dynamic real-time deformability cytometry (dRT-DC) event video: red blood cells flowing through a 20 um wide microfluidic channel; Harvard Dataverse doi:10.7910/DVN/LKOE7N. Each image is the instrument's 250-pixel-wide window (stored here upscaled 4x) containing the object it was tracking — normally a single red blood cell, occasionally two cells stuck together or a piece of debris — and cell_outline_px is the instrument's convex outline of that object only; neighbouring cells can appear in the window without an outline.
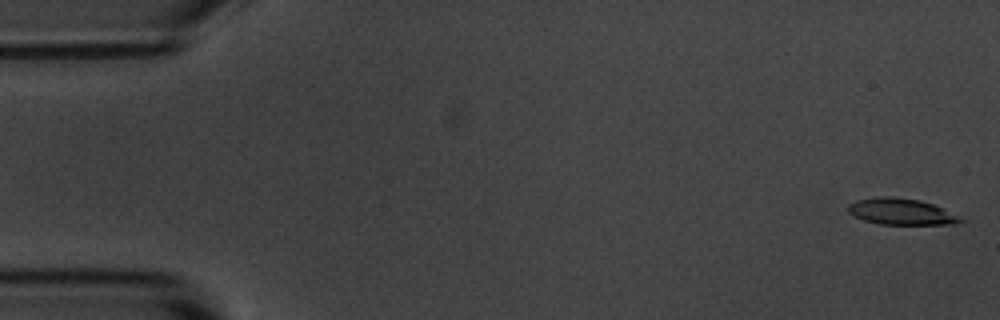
{"species": "common noctule bat (a hibernating species)", "species_latin": "Nyctalus noctula", "temperature_condition": "room temperature", "stored_images_in_passage": 54, "camera_frame_rate_fps": 3000, "um_per_image_px": 0.085, "animal": {"sex": "male", "body_mass_g": 20.1, "forearm_length_mm": 53.5}, "frame": {"image": 1, "passage_image": 1, "time_ms": 0.0, "image_size_px": [1000, 320], "cell_outline_px": [[968, 220], [956, 224], [880, 224], [864, 220], [848, 212], [848, 204], [856, 200], [880, 196], [888, 196], [920, 200], [932, 204]], "centroid_in_image_um": [76.61, 17.99], "position_along_channel_um": 8.4, "area_um2": 17.11}}
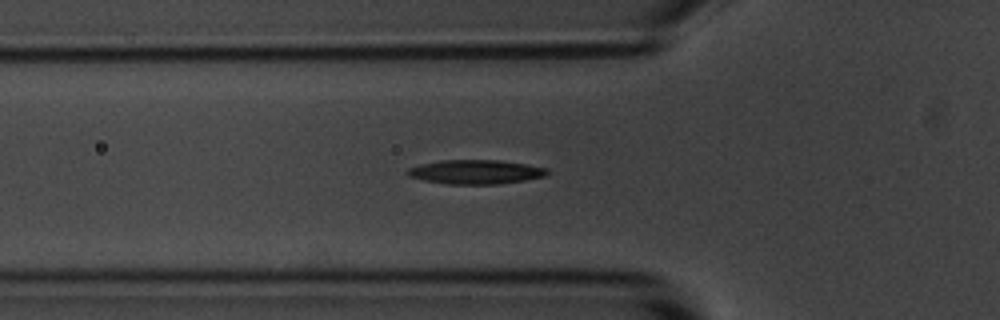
{"frame": {"image": 2, "passage_image": 18, "time_ms": 5.667, "image_size_px": [1000, 320], "cell_outline_px": [[548, 172], [544, 176], [524, 180], [500, 184], [448, 184], [424, 180], [408, 176], [404, 172], [408, 168], [420, 164], [440, 160], [500, 160], [548, 168]], "centroid_in_image_um": [40.38, 14.61], "position_along_channel_um": 85.4, "area_um2": 19.65}}
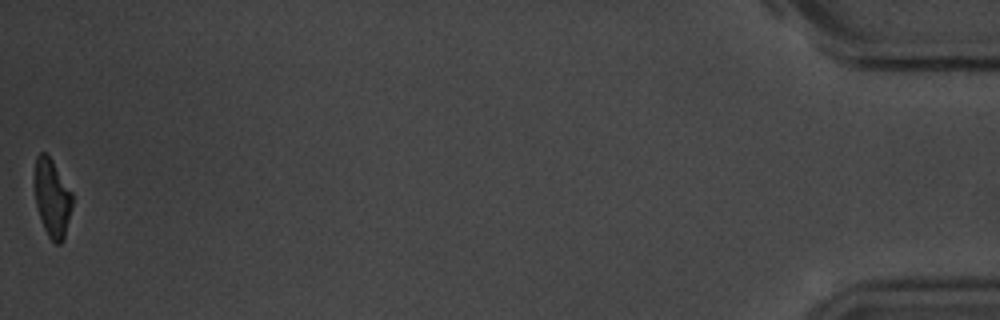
{"frame": {"image": 3, "passage_image": 54, "time_ms": 17.667, "image_size_px": [1000, 320], "cell_outline_px": [[72, 204], [64, 240], [60, 244], [56, 244], [48, 236], [44, 228], [36, 204], [32, 184], [36, 156], [40, 152], [44, 152], [52, 160], [72, 192]], "centroid_in_image_um": [4.4, 16.8], "position_along_channel_um": 430.8, "area_um2": 17.34}, "authors_computed_cell_mechanics": {"area_um2": 19.1607, "velocity_mm_per_s": 3.6858, "shape_relaxation_time_tau1_ms": 3.172, "shape_relaxation_time_tau2_ms": 7.8847, "deformation_change_tau1": 0.1389, "deformation_change_tau2": 0.1984}}